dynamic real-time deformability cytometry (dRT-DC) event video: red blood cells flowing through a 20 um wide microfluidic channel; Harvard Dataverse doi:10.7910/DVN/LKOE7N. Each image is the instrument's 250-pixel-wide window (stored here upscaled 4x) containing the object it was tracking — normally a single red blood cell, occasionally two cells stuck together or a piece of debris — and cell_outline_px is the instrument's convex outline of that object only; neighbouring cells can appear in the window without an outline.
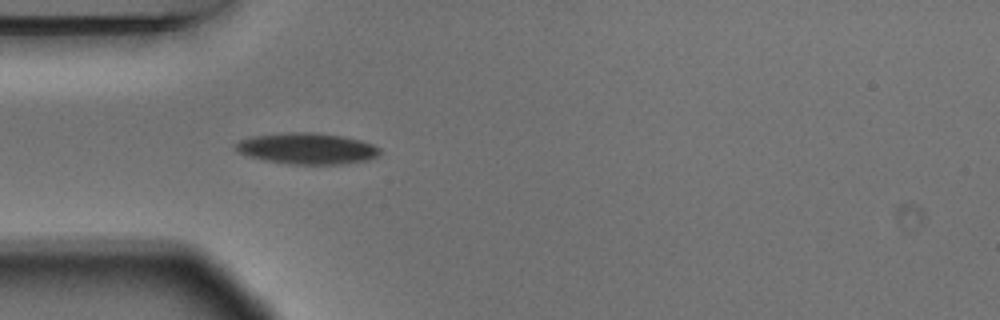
{"species": "Egyptian fruit bat (a non-hibernating species)", "species_latin": "Rousettus aegyptiacus", "temperature_condition": "warm", "stored_images_in_passage": 1, "camera_frame_rate_fps": 3000, "um_per_image_px": 0.085, "animal": {"sex": "male"}, "frame": {"image": 1, "passage_image": 1, "time_ms": 0.0, "image_size_px": [1000, 320], "cell_outline_px": [[380, 152], [376, 156], [368, 160], [340, 164], [288, 164], [264, 160], [248, 156], [240, 152], [232, 144], [240, 140], [252, 136], [292, 132], [312, 132], [340, 136], [360, 140], [372, 144], [380, 148]], "centroid_in_image_um": [26.08, 12.63], "position_along_channel_um": 58.9, "area_um2": 26.01}}